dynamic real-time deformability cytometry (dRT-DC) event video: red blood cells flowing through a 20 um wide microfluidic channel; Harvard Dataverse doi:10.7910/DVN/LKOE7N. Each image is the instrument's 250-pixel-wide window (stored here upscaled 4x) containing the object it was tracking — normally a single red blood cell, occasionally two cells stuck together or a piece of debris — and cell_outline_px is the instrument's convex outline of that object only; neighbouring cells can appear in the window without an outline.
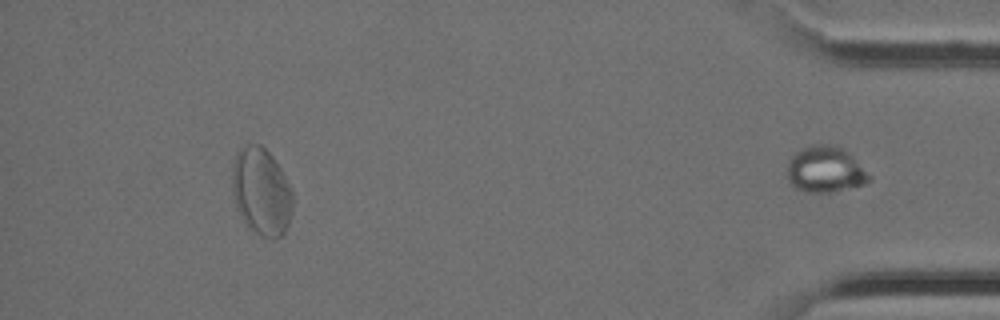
{"species": "Egyptian fruit bat (a non-hibernating species)", "species_latin": "Rousettus aegyptiacus", "temperature_condition": "cold", "stored_images_in_passage": 26, "segment_of_instrument_passage": [2, 2], "camera_frame_rate_fps": 3000, "um_per_image_px": 0.085, "animal": {"sex": "female"}, "frame": {"image": 1, "passage_image": 26, "time_ms": 8.333, "image_size_px": [1000, 320], "cell_outline_px": [[872, 180], [864, 184], [832, 192], [808, 192], [796, 188], [788, 180], [788, 160], [800, 148], [812, 144], [828, 144], [844, 148], [872, 176]], "centroid_in_image_um": [70.16, 14.39], "position_along_channel_um": 365.0, "area_um2": 22.08}}